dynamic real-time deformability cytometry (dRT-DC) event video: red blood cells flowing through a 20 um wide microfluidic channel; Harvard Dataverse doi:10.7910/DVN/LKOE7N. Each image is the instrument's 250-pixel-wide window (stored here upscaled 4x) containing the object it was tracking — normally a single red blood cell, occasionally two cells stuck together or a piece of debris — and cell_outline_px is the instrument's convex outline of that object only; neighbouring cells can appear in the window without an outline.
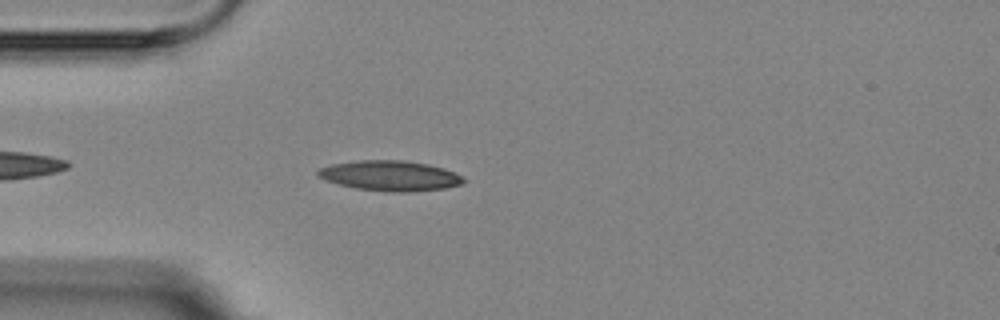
{"species": "Egyptian fruit bat (a non-hibernating species)", "species_latin": "Rousettus aegyptiacus", "temperature_condition": "room temperature", "stored_images_in_passage": 4, "camera_frame_rate_fps": 3000, "um_per_image_px": 0.085, "animal": {"sex": "female"}, "frame": {"image": 1, "passage_image": 4, "time_ms": 4.333, "image_size_px": [1000, 320], "cell_outline_px": [[468, 180], [464, 184], [444, 188], [412, 192], [388, 192], [356, 188], [340, 184], [316, 176], [316, 172], [320, 168], [332, 164], [360, 160], [400, 160], [428, 164], [444, 168]], "centroid_in_image_um": [33.18, 14.94], "position_along_channel_um": 51.8, "area_um2": 25.55}}